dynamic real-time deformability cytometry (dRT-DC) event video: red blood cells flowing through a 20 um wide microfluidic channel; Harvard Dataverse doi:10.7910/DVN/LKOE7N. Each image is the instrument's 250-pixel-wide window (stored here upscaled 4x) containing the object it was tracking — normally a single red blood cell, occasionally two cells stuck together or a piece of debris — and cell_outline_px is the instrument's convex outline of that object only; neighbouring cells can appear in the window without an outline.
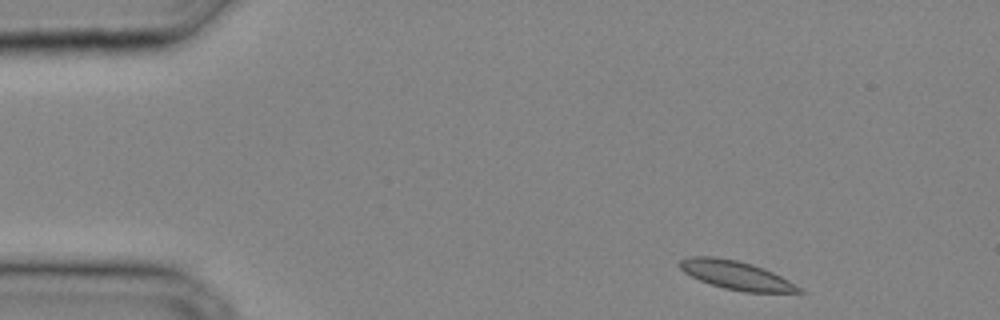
{"species": "common noctule bat (a hibernating species)", "species_latin": "Nyctalus noctula", "temperature_condition": "cold", "stored_images_in_passage": 30, "camera_frame_rate_fps": 3000, "um_per_image_px": 0.085, "animal": {"sex": "male", "body_mass_g": 20.4}, "frame": {"image": 1, "passage_image": 1, "time_ms": 0.0, "image_size_px": [1000, 320], "cell_outline_px": [[804, 292], [744, 292], [724, 288], [700, 280], [684, 272], [680, 268], [680, 260], [688, 256], [716, 256], [736, 260], [752, 264], [772, 272], [788, 280], [800, 288]], "centroid_in_image_um": [62.53, 23.38], "position_along_channel_um": 22.5, "area_um2": 19.54}}
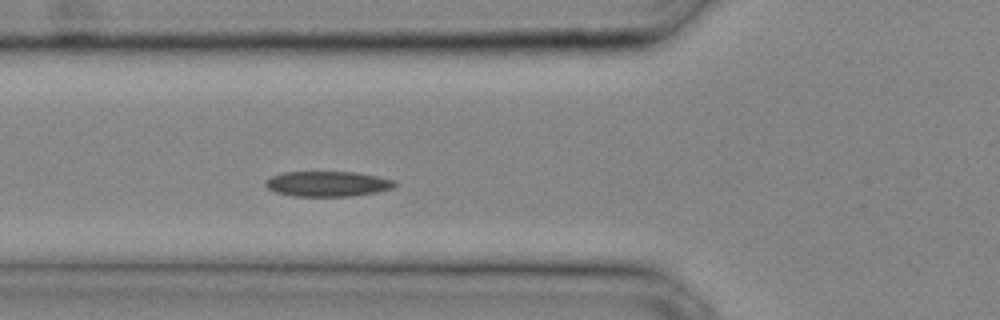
{"frame": {"image": 2, "passage_image": 9, "time_ms": 2.667, "image_size_px": [1000, 320], "cell_outline_px": [[396, 184], [392, 188], [376, 192], [348, 196], [292, 196], [276, 192], [268, 188], [264, 184], [272, 176], [284, 172], [356, 172], [396, 180]], "centroid_in_image_um": [27.85, 15.62], "position_along_channel_um": 97.9, "area_um2": 18.84}}
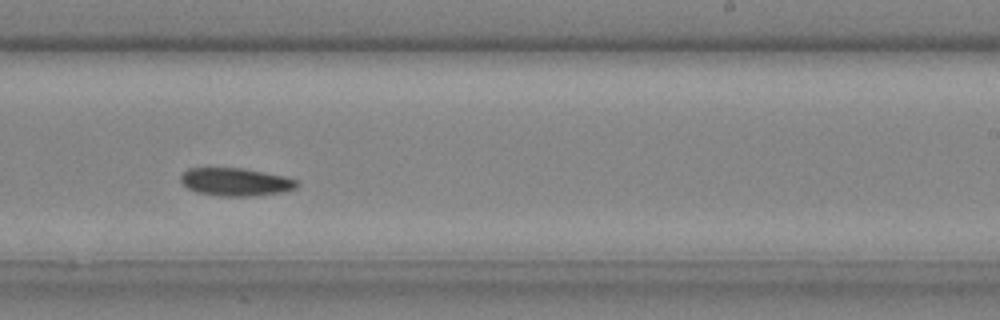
{"frame": {"image": 3, "passage_image": 18, "time_ms": 5.667, "image_size_px": [1000, 320], "cell_outline_px": [[300, 184], [296, 188], [284, 192], [252, 196], [220, 196], [196, 192], [188, 188], [180, 180], [180, 176], [188, 168], [240, 168], [264, 172], [284, 176], [296, 180]], "centroid_in_image_um": [20.04, 15.47], "position_along_channel_um": 269.0, "area_um2": 18.9}}